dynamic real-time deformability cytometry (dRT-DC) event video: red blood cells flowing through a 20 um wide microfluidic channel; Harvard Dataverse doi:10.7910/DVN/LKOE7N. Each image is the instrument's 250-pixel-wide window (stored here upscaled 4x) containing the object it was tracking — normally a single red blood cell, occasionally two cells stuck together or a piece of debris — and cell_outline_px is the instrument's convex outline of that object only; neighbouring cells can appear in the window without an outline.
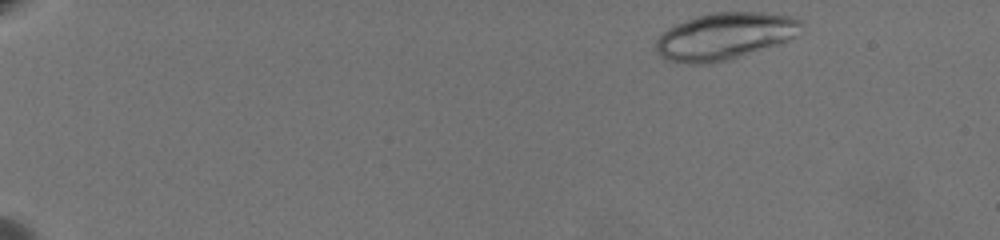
{"species": "common noctule bat (a hibernating species)", "species_latin": "Nyctalus noctula", "temperature_condition": "warm", "stored_images_in_passage": 56, "camera_frame_rate_fps": 3000, "um_per_image_px": 0.085, "animal": {"sex": "female", "body_mass_g": 19.5, "forearm_length_mm": 54.1}, "frame": {"image": 1, "passage_image": 1, "time_ms": 0.0, "image_size_px": [1000, 240], "cell_outline_px": [[804, 24], [792, 36], [780, 44], [732, 60], [708, 64], [688, 64], [664, 60], [656, 52], [656, 40], [668, 28], [676, 24], [696, 16], [712, 12], [764, 12], [792, 16], [800, 20]], "centroid_in_image_um": [61.58, 3.1], "position_along_channel_um": 23.4, "area_um2": 40.11}, "authors_computed_cell_mechanics": {"area_um2": 19.7098, "velocity_mm_per_s": 3.359, "shape_relaxation_time_tau1_ms": 7.3457, "shape_relaxation_time_tau2_ms": 1.8724, "deformation_change_tau1": 0.1386, "deformation_change_tau2": 0.0578}}